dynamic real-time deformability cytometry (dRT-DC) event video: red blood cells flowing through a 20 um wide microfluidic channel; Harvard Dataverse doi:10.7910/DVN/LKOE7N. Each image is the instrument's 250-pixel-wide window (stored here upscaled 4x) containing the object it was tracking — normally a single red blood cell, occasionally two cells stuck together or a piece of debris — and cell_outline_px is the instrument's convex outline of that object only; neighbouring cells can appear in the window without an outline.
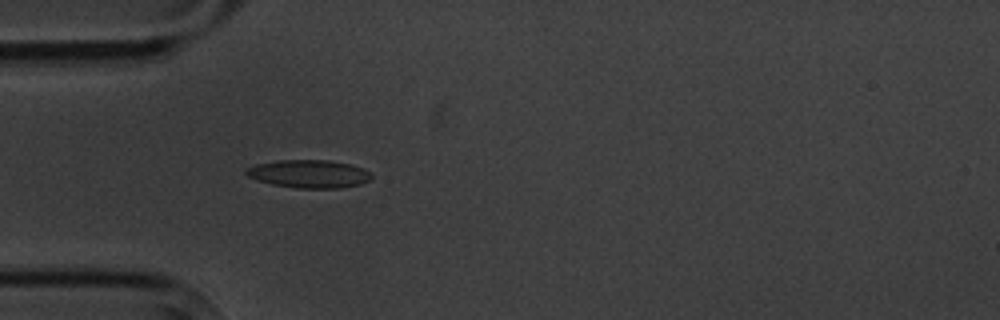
{"species": "common noctule bat (a hibernating species)", "species_latin": "Nyctalus noctula", "temperature_condition": "cold", "stored_images_in_passage": 1, "camera_frame_rate_fps": 3000, "um_per_image_px": 0.085, "animal": {"sex": "male", "body_mass_g": 20.1, "forearm_length_mm": 53.5}, "frame": {"image": 1, "passage_image": 1, "time_ms": 0.0, "image_size_px": [1000, 320], "cell_outline_px": [[372, 180], [360, 184], [340, 188], [296, 188], [272, 184], [256, 180], [248, 176], [244, 172], [244, 168], [256, 164], [280, 160], [328, 160], [352, 164], [364, 168], [372, 176]], "centroid_in_image_um": [26.26, 14.77], "position_along_channel_um": 58.7, "area_um2": 20.63}}